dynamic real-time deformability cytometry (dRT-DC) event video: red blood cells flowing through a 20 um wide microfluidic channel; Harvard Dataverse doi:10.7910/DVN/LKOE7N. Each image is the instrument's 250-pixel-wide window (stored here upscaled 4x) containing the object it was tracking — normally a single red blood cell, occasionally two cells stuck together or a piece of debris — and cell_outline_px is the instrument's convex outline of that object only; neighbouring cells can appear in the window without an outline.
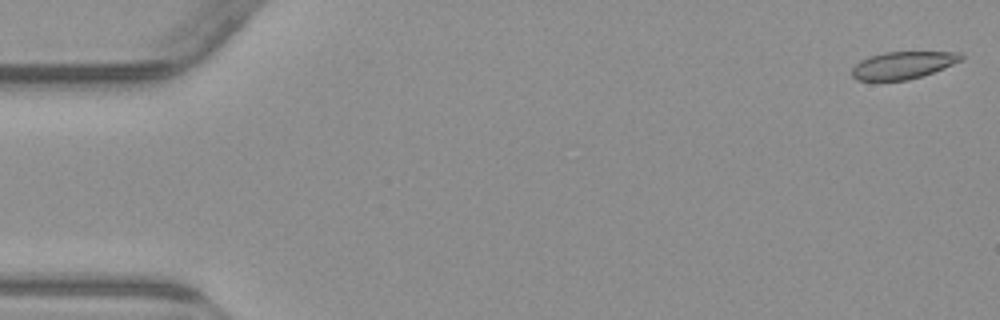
{"species": "common noctule bat (a hibernating species)", "species_latin": "Nyctalus noctula", "temperature_condition": "warm", "stored_images_in_passage": 54, "camera_frame_rate_fps": 3000, "um_per_image_px": 0.085, "animal": {"sex": "male", "body_mass_g": 23.1, "forearm_length_mm": 52.7}, "frame": {"image": 1, "passage_image": 1, "time_ms": 0.0, "image_size_px": [1000, 320], "cell_outline_px": [[964, 60], [932, 72], [908, 80], [856, 80], [852, 76], [852, 68], [860, 60], [868, 56], [884, 52], [960, 52], [964, 56]], "centroid_in_image_um": [76.75, 5.53], "position_along_channel_um": 8.3, "area_um2": 17.34}}
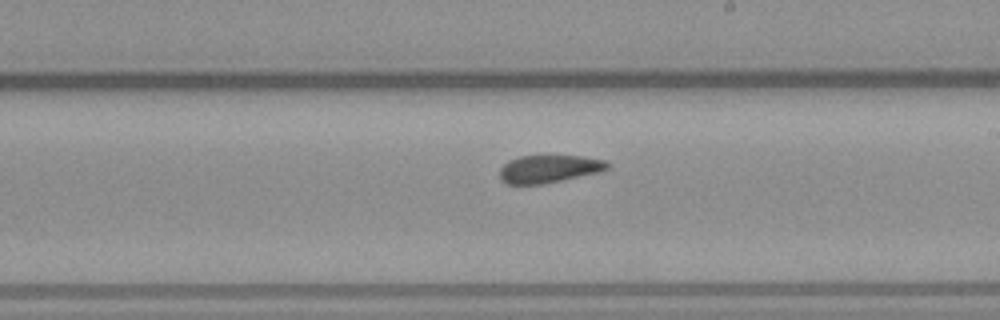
{"frame": {"image": 2, "passage_image": 31, "time_ms": 10.0, "image_size_px": [1000, 320], "cell_outline_px": [[612, 164], [608, 168], [596, 172], [544, 184], [508, 184], [500, 180], [500, 168], [508, 160], [520, 156], [584, 156], [604, 160]], "centroid_in_image_um": [46.63, 14.35], "position_along_channel_um": 242.4, "area_um2": 17.28}}
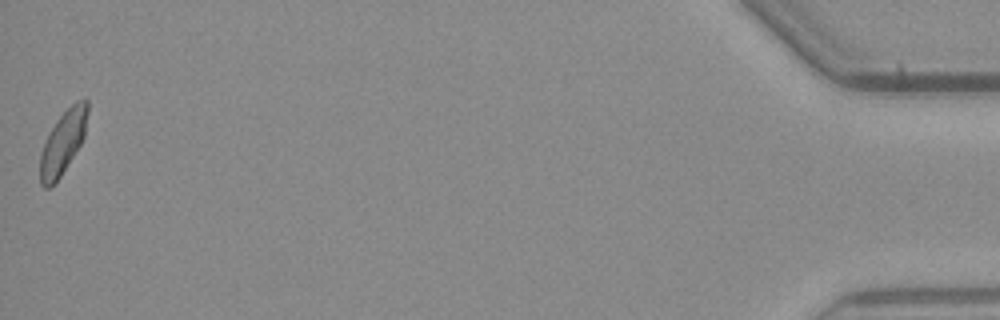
{"frame": {"image": 3, "passage_image": 54, "time_ms": 17.667, "image_size_px": [1000, 320], "cell_outline_px": [[88, 112], [84, 136], [80, 144], [60, 176], [48, 188], [44, 188], [40, 184], [40, 152], [56, 120], [76, 100], [84, 96], [88, 100]], "centroid_in_image_um": [5.36, 12.05], "position_along_channel_um": 429.8, "area_um2": 17.22}, "authors_computed_cell_mechanics": {"area_um2": 18.0625, "velocity_mm_per_s": 3.8063, "shape_relaxation_time_tau1_ms": null, "shape_relaxation_time_tau2_ms": 1.931, "deformation_change_tau1": null, "deformation_change_tau2": 0.0833}}